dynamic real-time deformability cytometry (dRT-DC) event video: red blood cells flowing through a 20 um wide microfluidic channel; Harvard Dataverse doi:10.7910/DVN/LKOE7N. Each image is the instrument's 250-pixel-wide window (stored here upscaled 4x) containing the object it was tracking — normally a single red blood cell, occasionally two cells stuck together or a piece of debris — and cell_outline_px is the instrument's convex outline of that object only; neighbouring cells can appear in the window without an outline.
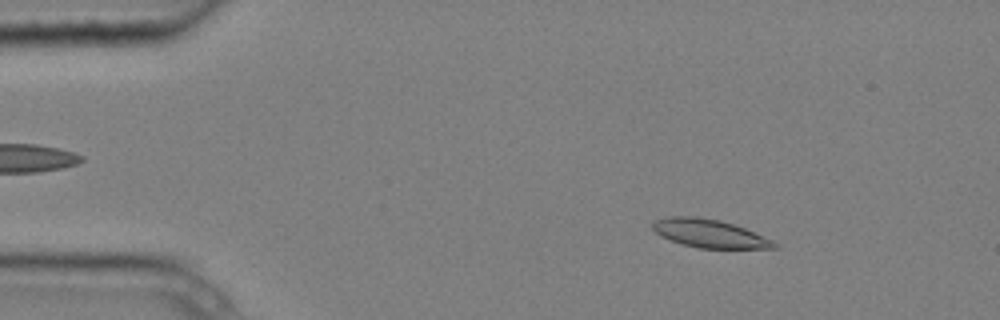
{"species": "common noctule bat (a hibernating species)", "species_latin": "Nyctalus noctula", "temperature_condition": "cold", "stored_images_in_passage": 3, "camera_frame_rate_fps": 3000, "um_per_image_px": 0.085, "animal": {"sex": "male", "body_mass_g": 20.4}, "frame": {"image": 1, "passage_image": 1, "time_ms": 0.0, "image_size_px": [1000, 320], "cell_outline_px": [[776, 248], [696, 248], [680, 244], [660, 236], [652, 228], [652, 224], [656, 220], [668, 216], [696, 216], [720, 220], [744, 228], [772, 240], [776, 244]], "centroid_in_image_um": [60.24, 19.84], "position_along_channel_um": 24.8, "area_um2": 19.88}}